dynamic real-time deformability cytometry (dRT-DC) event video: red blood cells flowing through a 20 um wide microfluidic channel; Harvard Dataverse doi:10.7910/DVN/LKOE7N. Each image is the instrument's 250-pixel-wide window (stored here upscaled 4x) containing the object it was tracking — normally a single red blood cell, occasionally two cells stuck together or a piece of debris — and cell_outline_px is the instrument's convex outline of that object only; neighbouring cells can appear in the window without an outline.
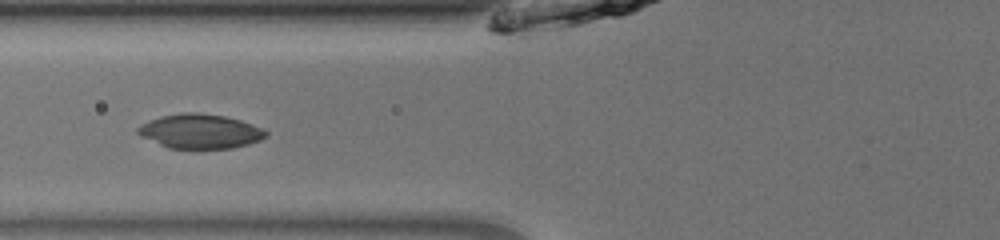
{"species": "common noctule bat (a hibernating species)", "species_latin": "Nyctalus noctula", "temperature_condition": "room temperature", "stored_images_in_passage": 36, "camera_frame_rate_fps": 3000, "um_per_image_px": 0.085, "animal": {"sex": "male", "body_mass_g": 13.0, "forearm_length_mm": 53.1}, "frame": {"image": 1, "passage_image": 6, "time_ms": 1.667, "image_size_px": [1000, 240], "cell_outline_px": [[268, 136], [260, 140], [248, 144], [232, 148], [168, 148], [140, 136], [136, 132], [136, 128], [160, 116], [180, 112], [196, 112], [224, 116], [240, 120], [264, 128], [268, 132]], "centroid_in_image_um": [17.03, 11.16], "position_along_channel_um": 108.8, "area_um2": 25.66}}